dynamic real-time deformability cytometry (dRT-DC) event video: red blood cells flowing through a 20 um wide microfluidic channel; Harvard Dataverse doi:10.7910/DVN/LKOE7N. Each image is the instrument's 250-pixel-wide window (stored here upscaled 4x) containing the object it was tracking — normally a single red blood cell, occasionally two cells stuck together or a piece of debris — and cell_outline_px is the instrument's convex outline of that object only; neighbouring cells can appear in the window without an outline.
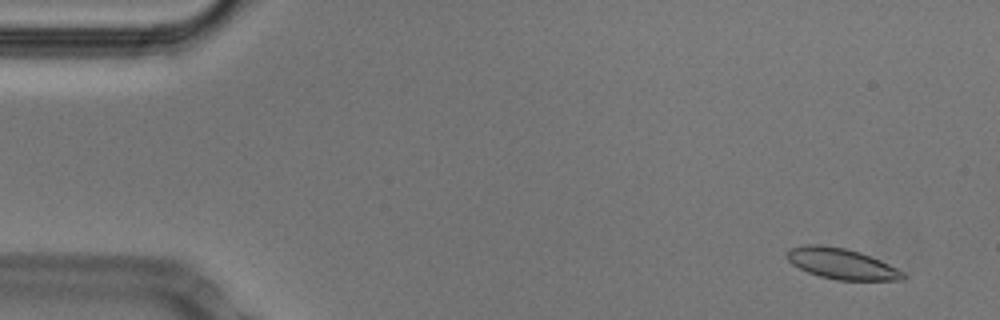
{"species": "Egyptian fruit bat (a non-hibernating species)", "species_latin": "Rousettus aegyptiacus", "temperature_condition": "cold", "stored_images_in_passage": 53, "camera_frame_rate_fps": 3000, "um_per_image_px": 0.085, "animal": {"sex": "male"}, "frame": {"image": 1, "passage_image": 4, "time_ms": 1.0, "image_size_px": [1000, 320], "cell_outline_px": [[908, 276], [904, 280], [836, 280], [820, 276], [808, 272], [792, 264], [784, 256], [784, 252], [788, 248], [804, 244], [820, 244], [844, 248], [860, 252], [880, 260], [904, 272]], "centroid_in_image_um": [71.49, 22.4], "position_along_channel_um": 13.5, "area_um2": 21.04}}
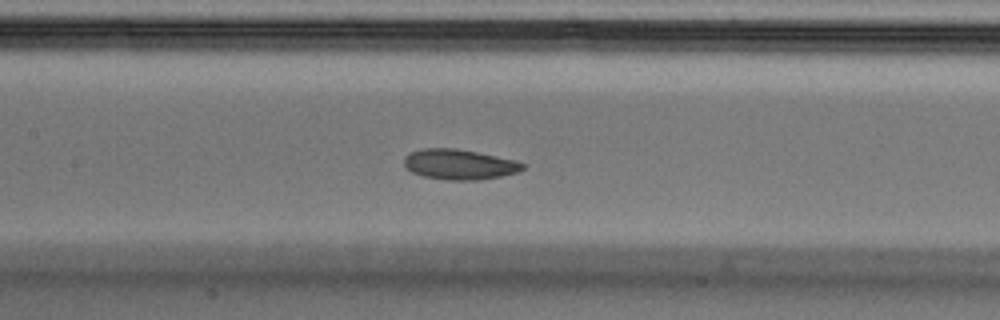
{"frame": {"image": 2, "passage_image": 25, "time_ms": 8.0, "image_size_px": [1000, 320], "cell_outline_px": [[524, 168], [520, 172], [480, 180], [444, 180], [424, 176], [412, 172], [404, 164], [404, 156], [412, 152], [424, 148], [456, 148], [496, 156], [512, 160], [524, 164]], "centroid_in_image_um": [39.03, 13.98], "position_along_channel_um": 168.4, "area_um2": 20.75}}
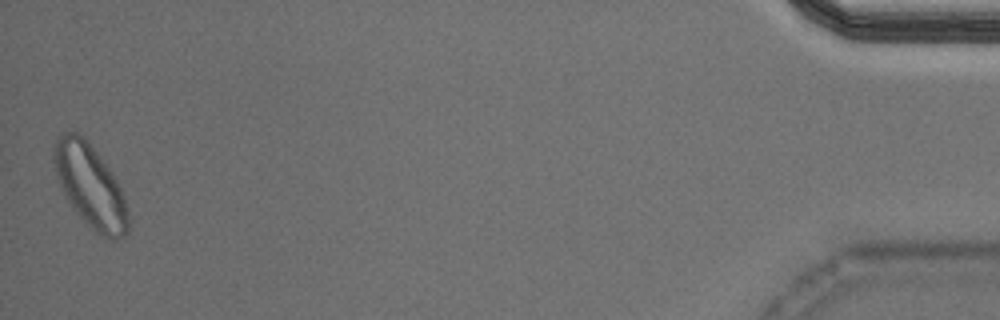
{"frame": {"image": 3, "passage_image": 53, "time_ms": 17.333, "image_size_px": [1000, 320], "cell_outline_px": [[128, 232], [124, 236], [116, 240], [112, 240], [96, 232], [72, 208], [60, 188], [56, 176], [52, 160], [52, 156], [56, 136], [64, 132], [76, 132], [84, 136], [100, 156], [112, 172], [124, 196], [128, 212]], "centroid_in_image_um": [7.64, 15.78], "position_along_channel_um": 427.6, "area_um2": 36.07}, "authors_computed_cell_mechanics": {"area_um2": 21.3282, "velocity_mm_per_s": 3.7657, "shape_relaxation_time_tau1_ms": 3.2252, "shape_relaxation_time_tau2_ms": 2.7257, "deformation_change_tau1": 0.0878, "deformation_change_tau2": 0.0668}}